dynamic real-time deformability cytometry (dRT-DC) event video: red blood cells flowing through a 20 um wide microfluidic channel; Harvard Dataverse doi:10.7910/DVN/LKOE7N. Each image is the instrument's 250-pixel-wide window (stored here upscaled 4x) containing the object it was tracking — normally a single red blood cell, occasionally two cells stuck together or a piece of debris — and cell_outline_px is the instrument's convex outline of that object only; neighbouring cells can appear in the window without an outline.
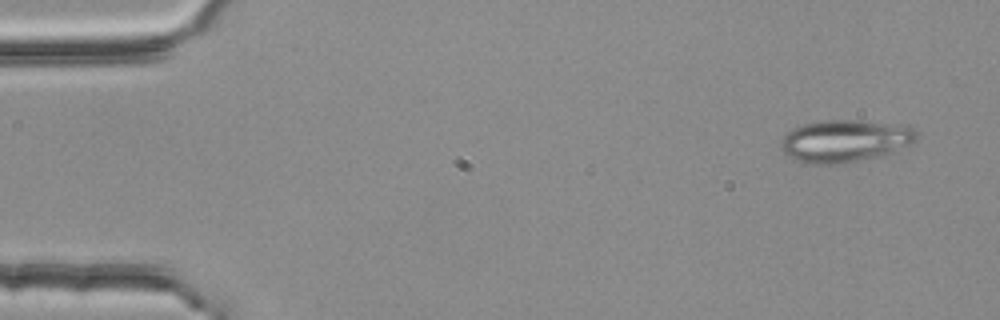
{"species": "common noctule bat (a hibernating species)", "species_latin": "Nyctalus noctula", "temperature_condition": "room temperature", "stored_images_in_passage": 4, "camera_frame_rate_fps": 3000, "um_per_image_px": 0.085, "animal": {"sex": "female", "body_mass_g": 25.1}, "frame": {"image": 1, "passage_image": 1, "time_ms": 0.0, "image_size_px": [1000, 320], "cell_outline_px": [[916, 140], [884, 156], [844, 164], [808, 164], [788, 156], [784, 152], [780, 144], [784, 136], [792, 128], [800, 124], [820, 120], [860, 120], [908, 124], [916, 132]], "centroid_in_image_um": [71.83, 11.97], "position_along_channel_um": 13.2, "area_um2": 33.99}}